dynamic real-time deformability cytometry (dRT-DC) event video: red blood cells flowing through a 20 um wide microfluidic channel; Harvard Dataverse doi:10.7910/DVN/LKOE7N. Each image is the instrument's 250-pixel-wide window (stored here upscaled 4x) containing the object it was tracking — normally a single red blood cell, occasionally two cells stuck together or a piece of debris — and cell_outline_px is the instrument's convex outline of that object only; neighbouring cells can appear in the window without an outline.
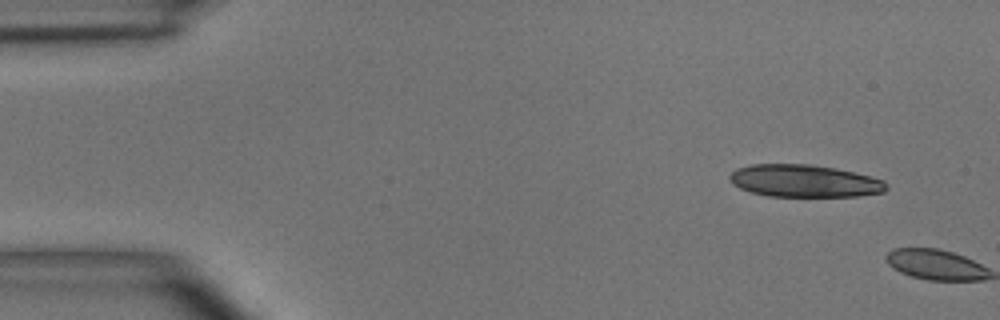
{"species": "common noctule bat (a hibernating species)", "species_latin": "Nyctalus noctula", "temperature_condition": "room temperature", "stored_images_in_passage": 2, "camera_frame_rate_fps": 3000, "um_per_image_px": 0.085, "animal": {"sex": "male", "body_mass_g": 15.6}, "frame": {"image": 1, "passage_image": 1, "time_ms": 0.0, "image_size_px": [1000, 320], "cell_outline_px": [[888, 188], [884, 192], [856, 196], [768, 196], [752, 192], [740, 188], [732, 184], [728, 176], [736, 168], [752, 164], [812, 164], [836, 168], [884, 180], [888, 184]], "centroid_in_image_um": [68.36, 15.37], "position_along_channel_um": 16.6, "area_um2": 29.59}}